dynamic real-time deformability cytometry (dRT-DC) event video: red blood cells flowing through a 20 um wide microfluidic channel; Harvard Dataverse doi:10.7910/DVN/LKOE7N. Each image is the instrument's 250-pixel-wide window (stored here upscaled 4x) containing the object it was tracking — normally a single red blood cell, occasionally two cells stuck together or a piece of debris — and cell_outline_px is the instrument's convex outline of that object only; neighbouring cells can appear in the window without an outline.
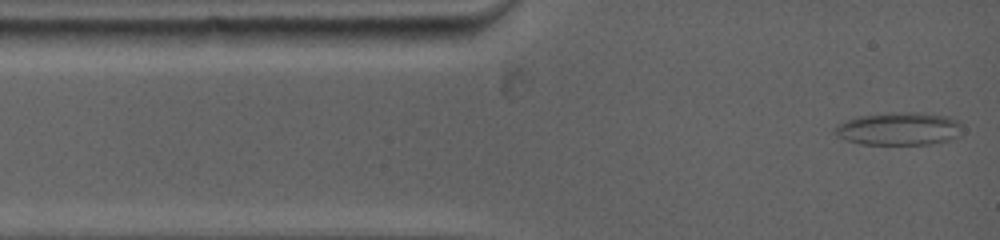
{"species": "common noctule bat (a hibernating species)", "species_latin": "Nyctalus noctula", "temperature_condition": "warm", "stored_images_in_passage": 57, "camera_frame_rate_fps": 5000, "um_per_image_px": 0.085, "animal": {"sex": "female", "body_mass_g": 19.0, "forearm_length_mm": 53.3}, "frame": {"image": 1, "passage_image": 1, "time_ms": 0.0, "image_size_px": [1000, 240], "cell_outline_px": [[960, 136], [948, 140], [932, 144], [860, 144], [844, 140], [836, 136], [832, 132], [832, 128], [836, 124], [856, 116], [888, 112], [924, 112], [948, 116], [960, 120]], "centroid_in_image_um": [76.36, 10.93], "position_along_channel_um": 8.6, "area_um2": 25.09}}
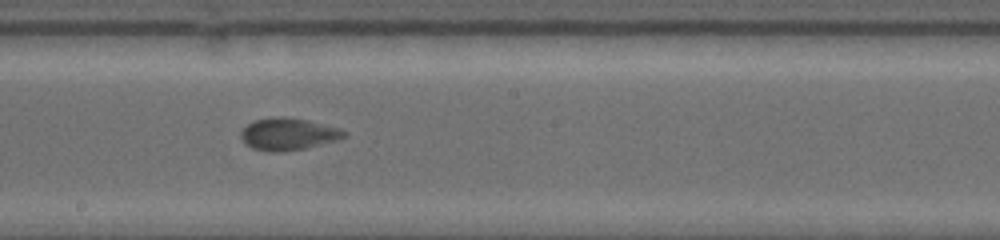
{"frame": {"image": 2, "passage_image": 19, "time_ms": 6.6, "image_size_px": [1000, 240], "cell_outline_px": [[348, 136], [336, 140], [304, 148], [276, 152], [268, 152], [252, 148], [244, 144], [240, 136], [240, 132], [252, 120], [284, 116], [304, 120], [336, 128], [348, 132]], "centroid_in_image_um": [24.43, 11.41], "position_along_channel_um": 223.8, "area_um2": 19.02}}
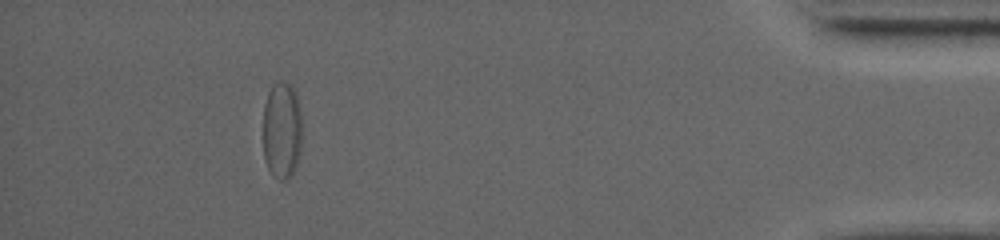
{"frame": {"image": 3, "passage_image": 49, "time_ms": 13.4, "image_size_px": [1000, 240], "cell_outline_px": [[300, 148], [296, 168], [284, 180], [280, 180], [272, 176], [268, 168], [264, 156], [264, 104], [268, 92], [272, 88], [288, 88], [292, 96], [300, 116]], "centroid_in_image_um": [23.91, 11.3], "position_along_channel_um": 411.3, "area_um2": 20.4}}